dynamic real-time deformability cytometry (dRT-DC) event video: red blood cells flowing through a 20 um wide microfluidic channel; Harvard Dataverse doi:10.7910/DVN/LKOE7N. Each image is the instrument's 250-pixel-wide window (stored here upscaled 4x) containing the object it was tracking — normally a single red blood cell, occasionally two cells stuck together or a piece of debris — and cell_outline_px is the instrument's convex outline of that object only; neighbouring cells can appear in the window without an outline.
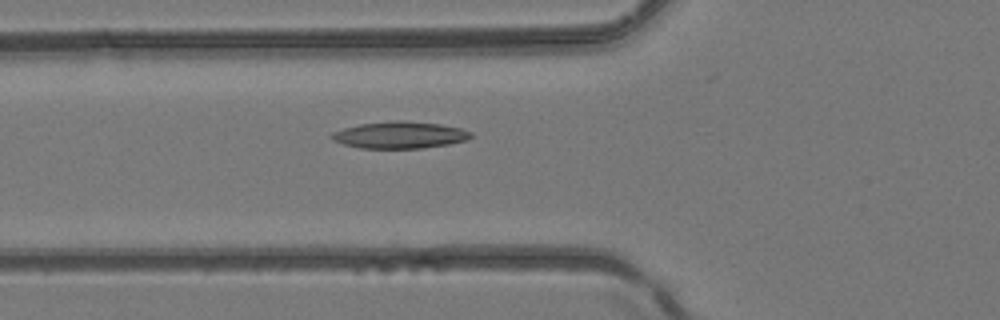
{"species": "common noctule bat (a hibernating species)", "species_latin": "Nyctalus noctula", "temperature_condition": "room temperature", "stored_images_in_passage": 5, "camera_frame_rate_fps": 3000, "um_per_image_px": 0.085, "animal": {"sex": "female", "body_mass_g": 24.6, "forearm_length_mm": 56.2}, "frame": {"image": 1, "passage_image": 5, "time_ms": 1.333, "image_size_px": [1000, 320], "cell_outline_px": [[472, 136], [468, 140], [448, 144], [424, 148], [360, 148], [344, 144], [332, 140], [328, 136], [332, 132], [344, 128], [360, 124], [396, 120], [400, 120], [440, 124], [460, 128], [472, 132]], "centroid_in_image_um": [33.97, 11.47], "position_along_channel_um": 91.8, "area_um2": 21.79}}